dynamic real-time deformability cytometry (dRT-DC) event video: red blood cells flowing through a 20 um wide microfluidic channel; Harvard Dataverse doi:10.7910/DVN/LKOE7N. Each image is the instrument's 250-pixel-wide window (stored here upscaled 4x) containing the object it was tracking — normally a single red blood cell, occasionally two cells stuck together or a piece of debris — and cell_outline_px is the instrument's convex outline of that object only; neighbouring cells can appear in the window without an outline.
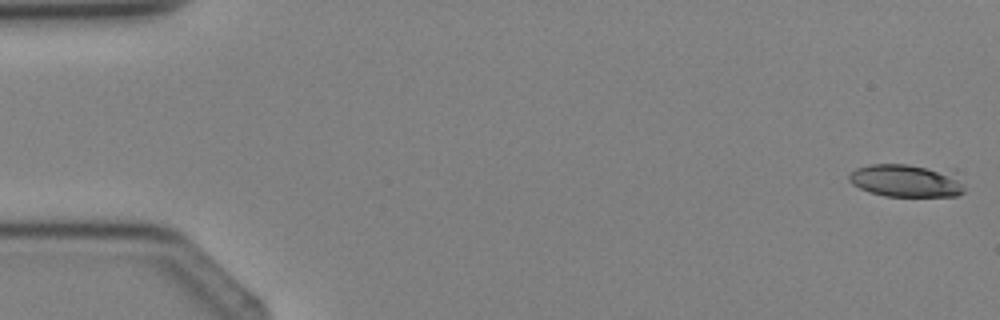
{"species": "Egyptian fruit bat (a non-hibernating species)", "species_latin": "Rousettus aegyptiacus", "temperature_condition": "cold", "stored_images_in_passage": 4, "camera_frame_rate_fps": 3000, "um_per_image_px": 0.085, "animal": {"sex": "female"}, "frame": {"image": 1, "passage_image": 1, "time_ms": 0.0, "image_size_px": [1000, 320], "cell_outline_px": [[964, 192], [956, 196], [884, 196], [868, 192], [852, 184], [848, 180], [848, 176], [856, 168], [868, 164], [908, 164], [956, 168], [964, 188]], "centroid_in_image_um": [77.13, 15.32], "position_along_channel_um": 7.9, "area_um2": 23.0}}